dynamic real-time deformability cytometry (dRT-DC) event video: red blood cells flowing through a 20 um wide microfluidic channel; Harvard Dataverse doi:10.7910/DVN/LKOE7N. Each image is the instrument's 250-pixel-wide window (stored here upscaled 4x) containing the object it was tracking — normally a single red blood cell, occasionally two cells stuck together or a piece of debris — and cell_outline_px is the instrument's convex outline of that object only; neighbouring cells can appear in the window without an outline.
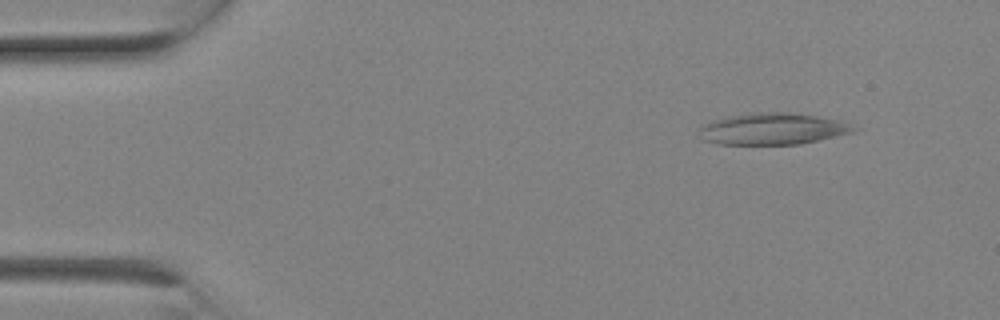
{"species": "Egyptian fruit bat (a non-hibernating species)", "species_latin": "Rousettus aegyptiacus", "temperature_condition": "room temperature", "stored_images_in_passage": 2, "camera_frame_rate_fps": 3000, "um_per_image_px": 0.085, "animal": {"sex": "female"}, "frame": {"image": 1, "passage_image": 1, "time_ms": 0.0, "image_size_px": [1000, 320], "cell_outline_px": [[856, 128], [852, 132], [800, 144], [716, 144], [700, 140], [700, 124], [712, 120], [728, 116], [752, 112], [788, 112], [816, 116], [836, 120], [848, 124]], "centroid_in_image_um": [65.55, 10.95], "position_along_channel_um": 19.5, "area_um2": 28.32}}
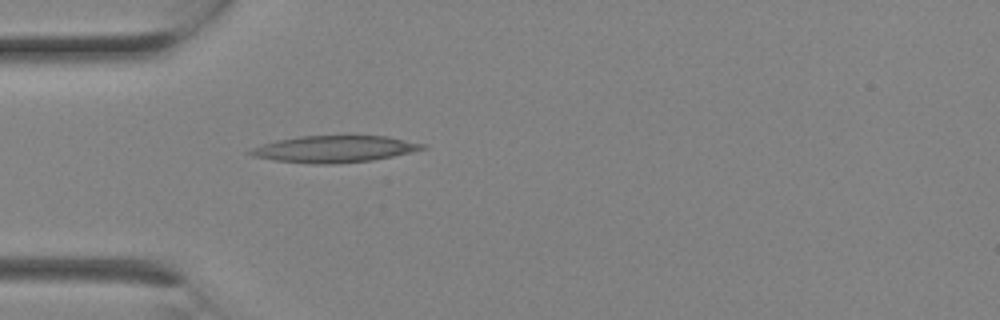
{"frame": {"image": 2, "passage_image": 2, "time_ms": 0.333, "image_size_px": [1000, 320], "cell_outline_px": [[428, 148], [392, 156], [372, 160], [336, 164], [316, 164], [276, 160], [252, 156], [244, 152], [252, 148], [276, 140], [300, 136], [352, 132], [388, 136], [428, 144]], "centroid_in_image_um": [28.49, 12.61], "position_along_channel_um": 56.5, "area_um2": 28.09}}